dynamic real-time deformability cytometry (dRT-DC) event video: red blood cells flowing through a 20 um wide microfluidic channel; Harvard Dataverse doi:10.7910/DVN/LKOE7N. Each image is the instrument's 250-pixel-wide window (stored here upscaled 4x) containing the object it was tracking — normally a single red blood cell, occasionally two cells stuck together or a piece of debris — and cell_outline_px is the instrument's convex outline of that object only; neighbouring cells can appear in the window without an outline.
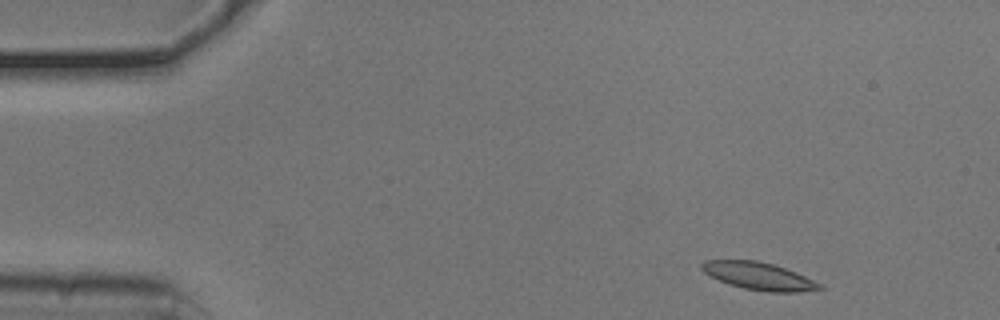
{"species": "common noctule bat (a hibernating species)", "species_latin": "Nyctalus noctula", "temperature_condition": "cold", "stored_images_in_passage": 49, "camera_frame_rate_fps": 3000, "um_per_image_px": 0.085, "animal": {"sex": "male", "body_mass_g": 20.5, "forearm_length_mm": 52.5}, "frame": {"image": 1, "passage_image": 2, "time_ms": 0.333, "image_size_px": [1000, 320], "cell_outline_px": [[824, 288], [800, 292], [768, 292], [744, 288], [728, 284], [704, 272], [700, 268], [700, 264], [704, 260], [756, 260], [772, 264], [796, 272], [824, 284]], "centroid_in_image_um": [64.53, 23.47], "position_along_channel_um": 20.5, "area_um2": 18.9}}
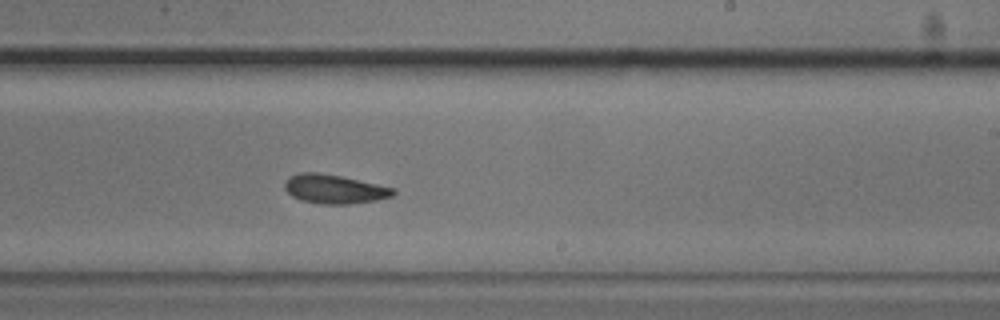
{"frame": {"image": 2, "passage_image": 28, "time_ms": 9.0, "image_size_px": [1000, 320], "cell_outline_px": [[396, 192], [392, 196], [376, 200], [348, 204], [320, 204], [300, 200], [292, 196], [284, 188], [284, 180], [288, 176], [300, 172], [316, 172], [340, 176], [396, 188]], "centroid_in_image_um": [28.39, 16.06], "position_along_channel_um": 260.6, "area_um2": 18.44}}
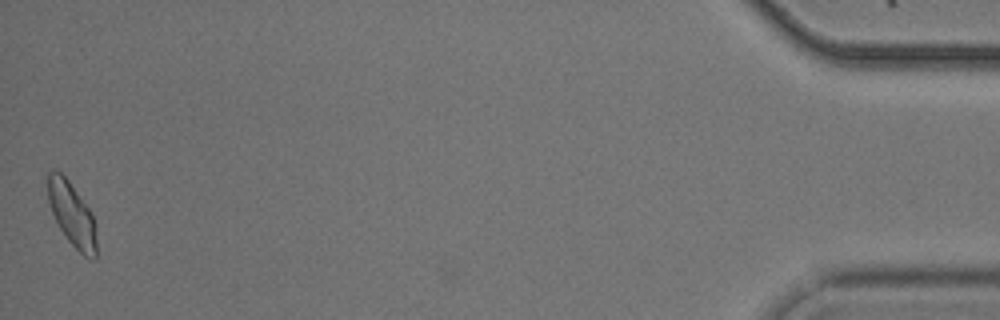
{"frame": {"image": 3, "passage_image": 49, "time_ms": 16.0, "image_size_px": [1000, 320], "cell_outline_px": [[96, 260], [88, 260], [68, 240], [60, 228], [52, 212], [48, 200], [48, 172], [56, 168], [68, 180], [92, 212], [96, 228]], "centroid_in_image_um": [6.14, 18.24], "position_along_channel_um": 429.1, "area_um2": 18.09}, "authors_computed_cell_mechanics": {"area_um2": 18.0914, "velocity_mm_per_s": 3.7599, "shape_relaxation_time_tau1_ms": 4.9841, "shape_relaxation_time_tau2_ms": 7.8402, "deformation_change_tau1": 0.1157, "deformation_change_tau2": 0.1695}}